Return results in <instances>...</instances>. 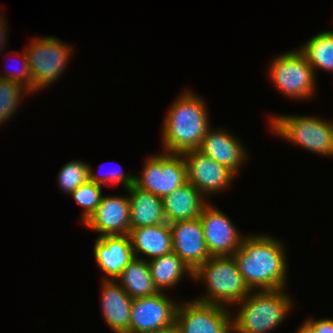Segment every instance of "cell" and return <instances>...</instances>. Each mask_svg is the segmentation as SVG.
<instances>
[{"label": "cell", "instance_id": "obj_1", "mask_svg": "<svg viewBox=\"0 0 333 333\" xmlns=\"http://www.w3.org/2000/svg\"><path fill=\"white\" fill-rule=\"evenodd\" d=\"M252 235L243 237L233 255L246 284L252 291L284 289L288 268L284 246L269 235Z\"/></svg>", "mask_w": 333, "mask_h": 333}, {"label": "cell", "instance_id": "obj_27", "mask_svg": "<svg viewBox=\"0 0 333 333\" xmlns=\"http://www.w3.org/2000/svg\"><path fill=\"white\" fill-rule=\"evenodd\" d=\"M134 177L135 175L124 173L120 169H114L113 171H109L108 174H103L102 176L100 175L99 177V175L94 173L92 168L89 166V181H92L100 185L110 184L115 186L116 184L121 183L123 184V187L126 189L129 188L132 184H134Z\"/></svg>", "mask_w": 333, "mask_h": 333}, {"label": "cell", "instance_id": "obj_12", "mask_svg": "<svg viewBox=\"0 0 333 333\" xmlns=\"http://www.w3.org/2000/svg\"><path fill=\"white\" fill-rule=\"evenodd\" d=\"M199 220L202 224L205 243L213 256H231L240 247L244 236L234 227L229 217L218 208L207 203Z\"/></svg>", "mask_w": 333, "mask_h": 333}, {"label": "cell", "instance_id": "obj_22", "mask_svg": "<svg viewBox=\"0 0 333 333\" xmlns=\"http://www.w3.org/2000/svg\"><path fill=\"white\" fill-rule=\"evenodd\" d=\"M150 274L159 292L173 288L189 274L193 279V271L173 252L148 260Z\"/></svg>", "mask_w": 333, "mask_h": 333}, {"label": "cell", "instance_id": "obj_11", "mask_svg": "<svg viewBox=\"0 0 333 333\" xmlns=\"http://www.w3.org/2000/svg\"><path fill=\"white\" fill-rule=\"evenodd\" d=\"M182 155L186 163L187 182L198 189L205 199L207 194L212 195L226 189L236 176L198 149L188 150Z\"/></svg>", "mask_w": 333, "mask_h": 333}, {"label": "cell", "instance_id": "obj_24", "mask_svg": "<svg viewBox=\"0 0 333 333\" xmlns=\"http://www.w3.org/2000/svg\"><path fill=\"white\" fill-rule=\"evenodd\" d=\"M26 92V93H25ZM30 94L21 83L0 78V125L14 116L23 94Z\"/></svg>", "mask_w": 333, "mask_h": 333}, {"label": "cell", "instance_id": "obj_16", "mask_svg": "<svg viewBox=\"0 0 333 333\" xmlns=\"http://www.w3.org/2000/svg\"><path fill=\"white\" fill-rule=\"evenodd\" d=\"M229 134L223 129L212 131L209 128L198 150L237 175L239 168L248 157L241 141L239 142L238 138Z\"/></svg>", "mask_w": 333, "mask_h": 333}, {"label": "cell", "instance_id": "obj_2", "mask_svg": "<svg viewBox=\"0 0 333 333\" xmlns=\"http://www.w3.org/2000/svg\"><path fill=\"white\" fill-rule=\"evenodd\" d=\"M206 104L194 92L185 90L169 107L164 119L162 143L165 152L183 154L199 149L210 128Z\"/></svg>", "mask_w": 333, "mask_h": 333}, {"label": "cell", "instance_id": "obj_19", "mask_svg": "<svg viewBox=\"0 0 333 333\" xmlns=\"http://www.w3.org/2000/svg\"><path fill=\"white\" fill-rule=\"evenodd\" d=\"M134 256L144 254L149 260L172 252V233L168 223L130 229Z\"/></svg>", "mask_w": 333, "mask_h": 333}, {"label": "cell", "instance_id": "obj_23", "mask_svg": "<svg viewBox=\"0 0 333 333\" xmlns=\"http://www.w3.org/2000/svg\"><path fill=\"white\" fill-rule=\"evenodd\" d=\"M299 48L314 72L319 68L333 72V31L318 33Z\"/></svg>", "mask_w": 333, "mask_h": 333}, {"label": "cell", "instance_id": "obj_9", "mask_svg": "<svg viewBox=\"0 0 333 333\" xmlns=\"http://www.w3.org/2000/svg\"><path fill=\"white\" fill-rule=\"evenodd\" d=\"M227 307L198 302L178 304L175 324L180 333H233Z\"/></svg>", "mask_w": 333, "mask_h": 333}, {"label": "cell", "instance_id": "obj_18", "mask_svg": "<svg viewBox=\"0 0 333 333\" xmlns=\"http://www.w3.org/2000/svg\"><path fill=\"white\" fill-rule=\"evenodd\" d=\"M204 196L192 184L186 182L171 194L162 197L163 212L168 224L199 218L204 206Z\"/></svg>", "mask_w": 333, "mask_h": 333}, {"label": "cell", "instance_id": "obj_30", "mask_svg": "<svg viewBox=\"0 0 333 333\" xmlns=\"http://www.w3.org/2000/svg\"><path fill=\"white\" fill-rule=\"evenodd\" d=\"M3 18H4V16L0 15V51L4 50L3 46H5V42L7 43V41H6L7 40V37H6L7 28H6V24H5V21Z\"/></svg>", "mask_w": 333, "mask_h": 333}, {"label": "cell", "instance_id": "obj_20", "mask_svg": "<svg viewBox=\"0 0 333 333\" xmlns=\"http://www.w3.org/2000/svg\"><path fill=\"white\" fill-rule=\"evenodd\" d=\"M126 190L130 195V229L167 223L161 197L134 184Z\"/></svg>", "mask_w": 333, "mask_h": 333}, {"label": "cell", "instance_id": "obj_8", "mask_svg": "<svg viewBox=\"0 0 333 333\" xmlns=\"http://www.w3.org/2000/svg\"><path fill=\"white\" fill-rule=\"evenodd\" d=\"M186 182V163L183 155L167 152L148 157L140 177H134L135 186L161 198Z\"/></svg>", "mask_w": 333, "mask_h": 333}, {"label": "cell", "instance_id": "obj_13", "mask_svg": "<svg viewBox=\"0 0 333 333\" xmlns=\"http://www.w3.org/2000/svg\"><path fill=\"white\" fill-rule=\"evenodd\" d=\"M169 226L172 233V252L192 271L211 257L199 218L172 222Z\"/></svg>", "mask_w": 333, "mask_h": 333}, {"label": "cell", "instance_id": "obj_17", "mask_svg": "<svg viewBox=\"0 0 333 333\" xmlns=\"http://www.w3.org/2000/svg\"><path fill=\"white\" fill-rule=\"evenodd\" d=\"M101 309L106 324L115 333H129L132 298L116 280H103Z\"/></svg>", "mask_w": 333, "mask_h": 333}, {"label": "cell", "instance_id": "obj_6", "mask_svg": "<svg viewBox=\"0 0 333 333\" xmlns=\"http://www.w3.org/2000/svg\"><path fill=\"white\" fill-rule=\"evenodd\" d=\"M270 65V79L282 94L295 100L313 96L316 73L300 49L279 55Z\"/></svg>", "mask_w": 333, "mask_h": 333}, {"label": "cell", "instance_id": "obj_7", "mask_svg": "<svg viewBox=\"0 0 333 333\" xmlns=\"http://www.w3.org/2000/svg\"><path fill=\"white\" fill-rule=\"evenodd\" d=\"M24 51L30 66L34 93L51 85L62 75L70 60L71 47L56 37H43L32 39Z\"/></svg>", "mask_w": 333, "mask_h": 333}, {"label": "cell", "instance_id": "obj_3", "mask_svg": "<svg viewBox=\"0 0 333 333\" xmlns=\"http://www.w3.org/2000/svg\"><path fill=\"white\" fill-rule=\"evenodd\" d=\"M193 279L207 284V294L195 299L202 303L227 307L239 303L252 291L239 272L233 255L210 257L193 271Z\"/></svg>", "mask_w": 333, "mask_h": 333}, {"label": "cell", "instance_id": "obj_21", "mask_svg": "<svg viewBox=\"0 0 333 333\" xmlns=\"http://www.w3.org/2000/svg\"><path fill=\"white\" fill-rule=\"evenodd\" d=\"M132 299L158 293L150 274L148 260L134 257L116 279Z\"/></svg>", "mask_w": 333, "mask_h": 333}, {"label": "cell", "instance_id": "obj_4", "mask_svg": "<svg viewBox=\"0 0 333 333\" xmlns=\"http://www.w3.org/2000/svg\"><path fill=\"white\" fill-rule=\"evenodd\" d=\"M284 289L250 292L239 303L238 315L232 319L235 333H268L278 327L293 308Z\"/></svg>", "mask_w": 333, "mask_h": 333}, {"label": "cell", "instance_id": "obj_25", "mask_svg": "<svg viewBox=\"0 0 333 333\" xmlns=\"http://www.w3.org/2000/svg\"><path fill=\"white\" fill-rule=\"evenodd\" d=\"M58 185L63 192L71 194L89 180V164L80 160L66 163L59 171Z\"/></svg>", "mask_w": 333, "mask_h": 333}, {"label": "cell", "instance_id": "obj_28", "mask_svg": "<svg viewBox=\"0 0 333 333\" xmlns=\"http://www.w3.org/2000/svg\"><path fill=\"white\" fill-rule=\"evenodd\" d=\"M21 55H22V63L20 62V64L22 66L21 67L22 70H20L18 72L14 71L13 73L10 72V74L7 73V75L0 74V78L21 83L25 88H27L29 90L30 93H32L33 92V79L31 76V71H30L29 62L27 60V55L25 54V51H22V54H20V57H21Z\"/></svg>", "mask_w": 333, "mask_h": 333}, {"label": "cell", "instance_id": "obj_5", "mask_svg": "<svg viewBox=\"0 0 333 333\" xmlns=\"http://www.w3.org/2000/svg\"><path fill=\"white\" fill-rule=\"evenodd\" d=\"M270 126L276 135L319 155L333 156V122L312 116H271Z\"/></svg>", "mask_w": 333, "mask_h": 333}, {"label": "cell", "instance_id": "obj_15", "mask_svg": "<svg viewBox=\"0 0 333 333\" xmlns=\"http://www.w3.org/2000/svg\"><path fill=\"white\" fill-rule=\"evenodd\" d=\"M94 245L97 265L107 275L103 280H116L135 257L129 235L97 237Z\"/></svg>", "mask_w": 333, "mask_h": 333}, {"label": "cell", "instance_id": "obj_29", "mask_svg": "<svg viewBox=\"0 0 333 333\" xmlns=\"http://www.w3.org/2000/svg\"><path fill=\"white\" fill-rule=\"evenodd\" d=\"M314 329L315 333H333V320L329 318L319 320H306Z\"/></svg>", "mask_w": 333, "mask_h": 333}, {"label": "cell", "instance_id": "obj_31", "mask_svg": "<svg viewBox=\"0 0 333 333\" xmlns=\"http://www.w3.org/2000/svg\"><path fill=\"white\" fill-rule=\"evenodd\" d=\"M147 333H180L178 327L176 326V324L173 325H169L167 327L158 329V330H154L152 332H147Z\"/></svg>", "mask_w": 333, "mask_h": 333}, {"label": "cell", "instance_id": "obj_32", "mask_svg": "<svg viewBox=\"0 0 333 333\" xmlns=\"http://www.w3.org/2000/svg\"><path fill=\"white\" fill-rule=\"evenodd\" d=\"M296 333H315L313 327L305 320Z\"/></svg>", "mask_w": 333, "mask_h": 333}, {"label": "cell", "instance_id": "obj_14", "mask_svg": "<svg viewBox=\"0 0 333 333\" xmlns=\"http://www.w3.org/2000/svg\"><path fill=\"white\" fill-rule=\"evenodd\" d=\"M102 236L129 235V196H102L97 209L83 222Z\"/></svg>", "mask_w": 333, "mask_h": 333}, {"label": "cell", "instance_id": "obj_26", "mask_svg": "<svg viewBox=\"0 0 333 333\" xmlns=\"http://www.w3.org/2000/svg\"><path fill=\"white\" fill-rule=\"evenodd\" d=\"M101 185L92 181L81 184L70 195L75 202L84 208L81 221L85 222L90 215L97 209L102 198Z\"/></svg>", "mask_w": 333, "mask_h": 333}, {"label": "cell", "instance_id": "obj_10", "mask_svg": "<svg viewBox=\"0 0 333 333\" xmlns=\"http://www.w3.org/2000/svg\"><path fill=\"white\" fill-rule=\"evenodd\" d=\"M178 304L164 291L132 299L129 333H147L175 324Z\"/></svg>", "mask_w": 333, "mask_h": 333}]
</instances>
